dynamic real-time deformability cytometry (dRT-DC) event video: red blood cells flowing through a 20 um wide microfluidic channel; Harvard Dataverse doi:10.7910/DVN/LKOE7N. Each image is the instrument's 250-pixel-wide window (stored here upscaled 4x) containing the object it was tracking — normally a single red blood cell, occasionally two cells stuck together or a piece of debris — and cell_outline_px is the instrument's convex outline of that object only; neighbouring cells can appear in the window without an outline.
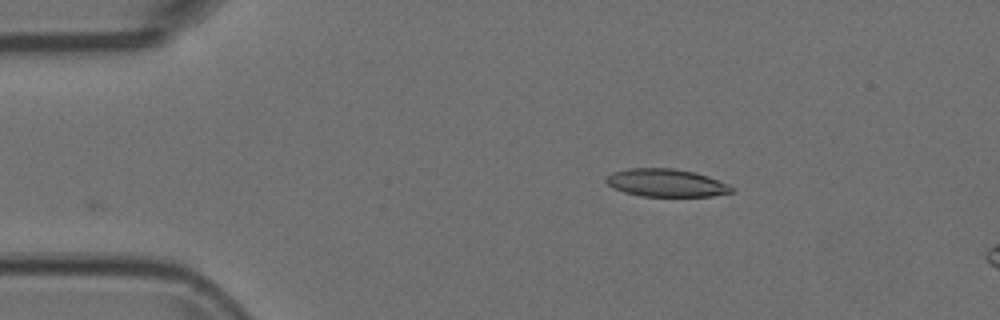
{"species": "Egyptian fruit bat (a non-hibernating species)", "species_latin": "Rousettus aegyptiacus", "temperature_condition": "room temperature", "stored_images_in_passage": 7, "camera_frame_rate_fps": 3000, "um_per_image_px": 0.085, "animal": {"sex": "female"}, "frame": {"image": 1, "passage_image": 1, "time_ms": 0.0, "image_size_px": [1000, 320], "cell_outline_px": [[736, 192], [712, 196], [640, 196], [624, 192], [612, 188], [604, 180], [612, 172], [628, 168], [672, 168], [692, 172], [708, 176], [728, 184], [736, 188]], "centroid_in_image_um": [56.64, 15.55], "position_along_channel_um": 28.4, "area_um2": 20.46}}